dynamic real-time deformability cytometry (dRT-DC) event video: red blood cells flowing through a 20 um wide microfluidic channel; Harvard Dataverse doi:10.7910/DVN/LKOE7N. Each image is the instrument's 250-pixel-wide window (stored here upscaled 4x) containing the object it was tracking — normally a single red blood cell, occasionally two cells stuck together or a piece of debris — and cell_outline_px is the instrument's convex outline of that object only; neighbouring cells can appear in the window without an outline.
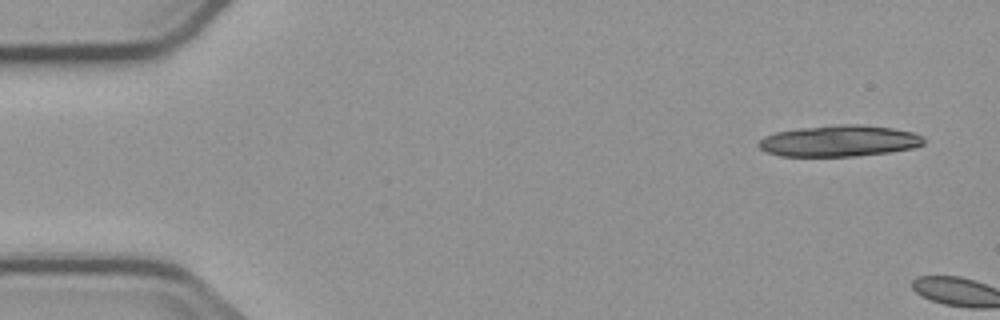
{"species": "common noctule bat (a hibernating species)", "species_latin": "Nyctalus noctula", "temperature_condition": "cold", "stored_images_in_passage": 2, "camera_frame_rate_fps": 3000, "um_per_image_px": 0.085, "animal": {"sex": "male", "body_mass_g": 23.1, "forearm_length_mm": 52.7}, "frame": {"image": 1, "passage_image": 1, "time_ms": 0.0, "image_size_px": [1000, 320], "cell_outline_px": [[924, 144], [912, 148], [888, 152], [856, 156], [780, 156], [768, 152], [760, 148], [756, 144], [764, 136], [776, 132], [796, 128], [836, 124], [856, 124], [892, 128], [912, 132], [924, 136]], "centroid_in_image_um": [71.32, 11.97], "position_along_channel_um": 13.7, "area_um2": 30.17}}